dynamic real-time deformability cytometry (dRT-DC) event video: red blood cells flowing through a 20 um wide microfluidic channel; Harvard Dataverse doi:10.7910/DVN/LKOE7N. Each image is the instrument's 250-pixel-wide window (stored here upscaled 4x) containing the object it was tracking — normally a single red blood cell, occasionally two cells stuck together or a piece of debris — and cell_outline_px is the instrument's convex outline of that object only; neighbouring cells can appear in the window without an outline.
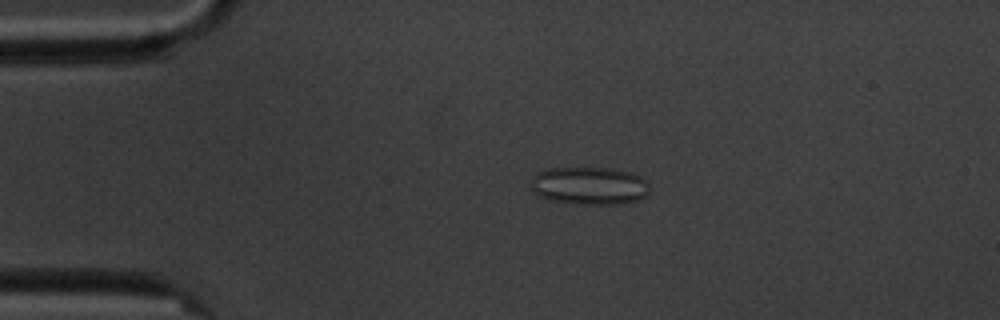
{"species": "common noctule bat (a hibernating species)", "species_latin": "Nyctalus noctula", "temperature_condition": "cold", "stored_images_in_passage": 8, "camera_frame_rate_fps": 3000, "um_per_image_px": 0.085, "animal": {"sex": "male", "body_mass_g": 20.1, "forearm_length_mm": 53.5}, "frame": {"image": 1, "passage_image": 4, "time_ms": 3.667, "image_size_px": [1000, 320], "cell_outline_px": [[648, 192], [640, 200], [620, 204], [572, 204], [548, 200], [536, 196], [532, 192], [532, 176], [536, 172], [544, 168], [616, 168], [640, 176], [648, 180]], "centroid_in_image_um": [50.06, 15.79], "position_along_channel_um": 34.9, "area_um2": 26.7}}
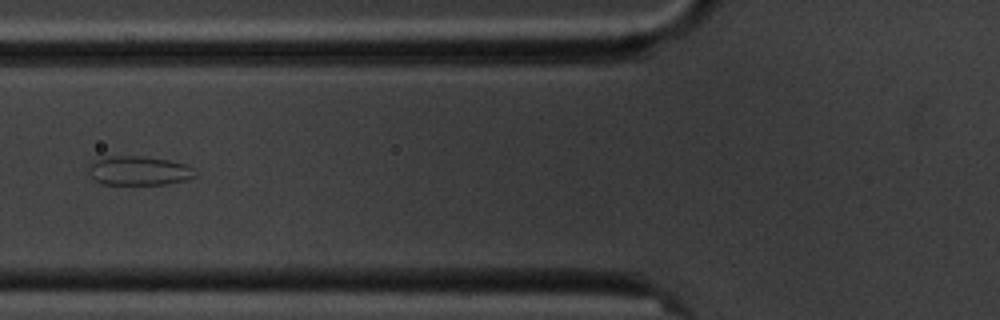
{"frame": {"image": 2, "passage_image": 7, "time_ms": 7.0, "image_size_px": [1000, 320], "cell_outline_px": [[196, 176], [184, 180], [164, 184], [100, 184], [88, 172], [88, 168], [92, 160], [104, 156], [144, 156], [168, 160], [184, 164], [192, 168], [196, 172]], "centroid_in_image_um": [11.75, 14.5], "position_along_channel_um": 114.0, "area_um2": 18.09}}
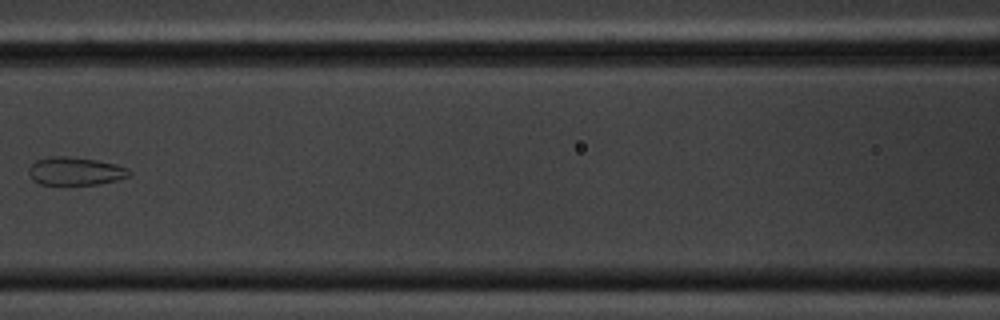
{"frame": {"image": 3, "passage_image": 8, "time_ms": 8.333, "image_size_px": [1000, 320], "cell_outline_px": [[132, 172], [128, 176], [116, 180], [100, 184], [40, 184], [32, 180], [28, 172], [28, 168], [36, 160], [52, 156], [64, 156], [96, 160], [116, 164], [128, 168]], "centroid_in_image_um": [6.39, 14.55], "position_along_channel_um": 160.2, "area_um2": 16.36}}